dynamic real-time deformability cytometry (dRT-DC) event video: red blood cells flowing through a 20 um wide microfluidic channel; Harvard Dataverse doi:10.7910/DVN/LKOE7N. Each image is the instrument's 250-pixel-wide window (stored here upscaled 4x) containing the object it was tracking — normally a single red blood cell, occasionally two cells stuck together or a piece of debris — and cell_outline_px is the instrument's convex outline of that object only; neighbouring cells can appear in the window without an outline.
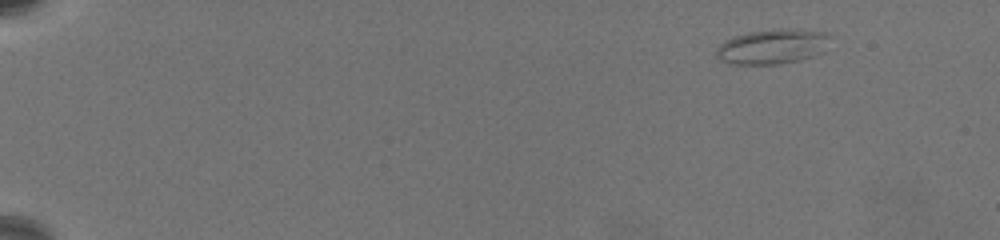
{"species": "common noctule bat (a hibernating species)", "species_latin": "Nyctalus noctula", "temperature_condition": "warm", "stored_images_in_passage": 60, "camera_frame_rate_fps": 3000, "um_per_image_px": 0.085, "animal": {"sex": "female", "body_mass_g": 19.5, "forearm_length_mm": 54.1}, "frame": {"image": 1, "passage_image": 1, "time_ms": 0.0, "image_size_px": [1000, 240], "cell_outline_px": [[832, 36], [824, 52], [800, 60], [780, 64], [728, 64], [720, 60], [716, 56], [716, 48], [724, 40], [732, 36], [748, 32], [780, 28], [792, 28], [824, 32]], "centroid_in_image_um": [65.66, 3.95], "position_along_channel_um": 19.3, "area_um2": 23.58}}
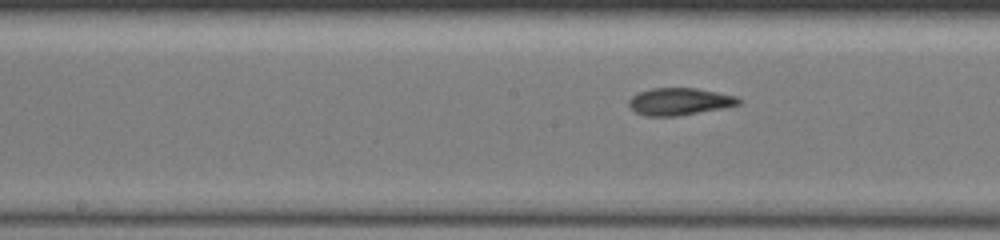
{"frame": {"image": 2, "passage_image": 31, "time_ms": 10.0, "image_size_px": [1000, 240], "cell_outline_px": [[744, 100], [740, 104], [680, 116], [644, 116], [636, 112], [628, 104], [628, 100], [636, 92], [652, 88], [696, 88], [736, 96]], "centroid_in_image_um": [57.73, 8.63], "position_along_channel_um": 190.5, "area_um2": 17.46}}
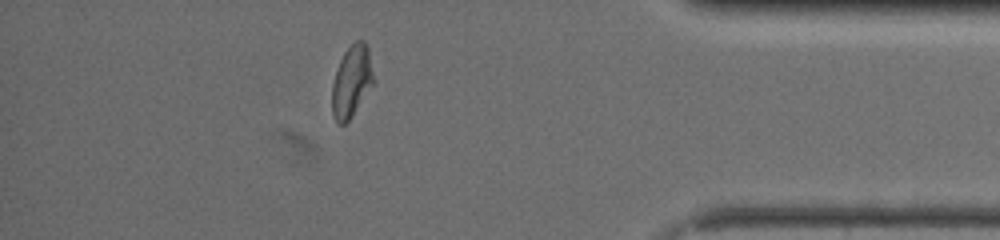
{"frame": {"image": 3, "passage_image": 53, "time_ms": 17.333, "image_size_px": [1000, 240], "cell_outline_px": [[376, 80], [348, 120], [344, 124], [336, 124], [332, 112], [332, 84], [340, 60], [344, 52], [356, 40], [364, 40], [368, 44]], "centroid_in_image_um": [29.92, 6.87], "position_along_channel_um": 405.3, "area_um2": 17.46}, "authors_computed_cell_mechanics": {"area_um2": 17.8313, "velocity_mm_per_s": 3.303, "shape_relaxation_time_tau1_ms": 6.2678, "shape_relaxation_time_tau2_ms": 2.3192, "deformation_change_tau1": 0.1711, "deformation_change_tau2": 0.0907}}